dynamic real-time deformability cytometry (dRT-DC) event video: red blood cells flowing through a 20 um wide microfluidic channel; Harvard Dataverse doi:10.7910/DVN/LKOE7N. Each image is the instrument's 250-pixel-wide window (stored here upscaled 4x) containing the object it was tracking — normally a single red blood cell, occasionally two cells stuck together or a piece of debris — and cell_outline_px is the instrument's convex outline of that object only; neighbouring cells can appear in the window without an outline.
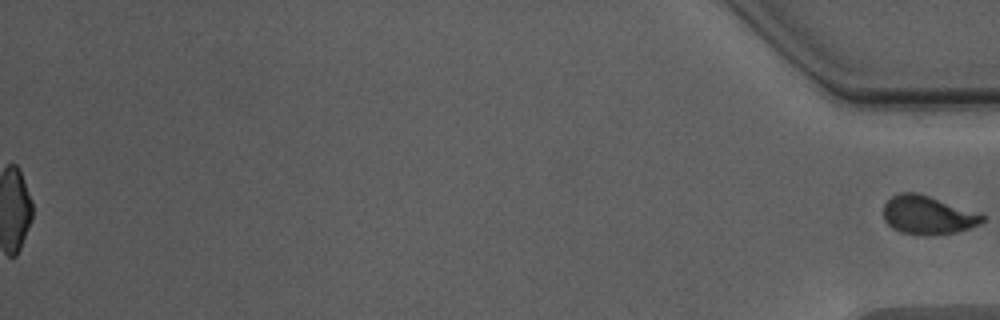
{"species": "Egyptian fruit bat (a non-hibernating species)", "species_latin": "Rousettus aegyptiacus", "temperature_condition": "warm", "stored_images_in_passage": 45, "segment_of_instrument_passage": [2, 2], "camera_frame_rate_fps": 3000, "um_per_image_px": 0.085, "animal": {"sex": "male"}, "frame": {"image": 1, "passage_image": 45, "time_ms": 14.667, "image_size_px": [1000, 320], "cell_outline_px": [[984, 220], [980, 224], [956, 232], [932, 236], [924, 236], [900, 232], [892, 228], [884, 220], [884, 204], [892, 196], [900, 192], [912, 192], [928, 196], [984, 216]], "centroid_in_image_um": [78.79, 18.31], "position_along_channel_um": 356.4, "area_um2": 21.79}}